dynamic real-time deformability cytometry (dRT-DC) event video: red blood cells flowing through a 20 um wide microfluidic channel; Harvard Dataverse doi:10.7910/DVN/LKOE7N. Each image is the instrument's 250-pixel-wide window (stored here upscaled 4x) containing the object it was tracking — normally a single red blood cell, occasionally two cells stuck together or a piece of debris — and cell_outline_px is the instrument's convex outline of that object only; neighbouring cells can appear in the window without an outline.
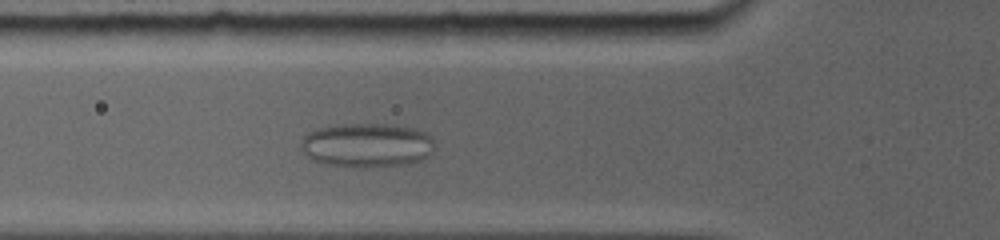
{"species": "common noctule bat (a hibernating species)", "species_latin": "Nyctalus noctula", "temperature_condition": "room temperature", "stored_images_in_passage": 2, "camera_frame_rate_fps": 5000, "um_per_image_px": 0.085, "animal": {"sex": "female", "body_mass_g": 19.0, "forearm_length_mm": 56.7}, "frame": {"image": 1, "passage_image": 2, "time_ms": 0.8, "image_size_px": [1000, 240], "cell_outline_px": [[432, 152], [428, 156], [420, 160], [408, 164], [328, 164], [312, 160], [300, 148], [300, 144], [304, 136], [308, 132], [320, 128], [340, 124], [384, 124], [416, 128], [432, 136]], "centroid_in_image_um": [31.19, 12.28], "position_along_channel_um": 94.6, "area_um2": 33.29}}